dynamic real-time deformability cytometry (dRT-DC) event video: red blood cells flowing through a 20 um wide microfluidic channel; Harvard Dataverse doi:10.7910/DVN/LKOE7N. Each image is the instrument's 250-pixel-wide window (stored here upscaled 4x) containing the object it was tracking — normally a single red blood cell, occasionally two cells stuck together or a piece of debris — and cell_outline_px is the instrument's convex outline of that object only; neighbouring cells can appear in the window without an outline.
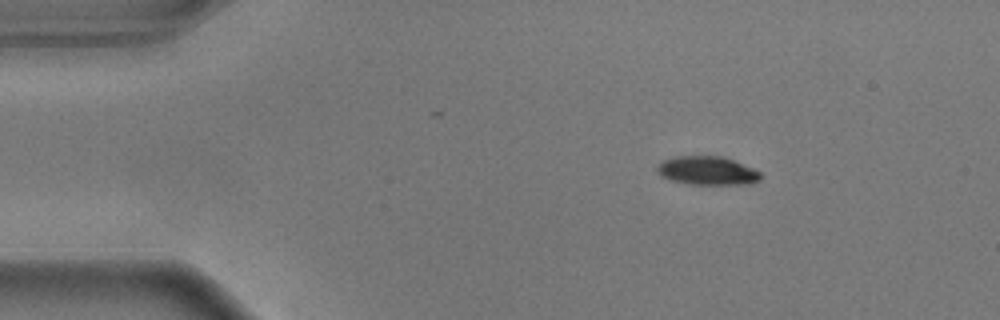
{"species": "common noctule bat (a hibernating species)", "species_latin": "Nyctalus noctula", "temperature_condition": "warm", "stored_images_in_passage": 13, "camera_frame_rate_fps": 3000, "um_per_image_px": 0.085, "animal": {"sex": "male", "body_mass_g": 17.9}, "frame": {"image": 1, "passage_image": 1, "time_ms": 0.0, "image_size_px": [1000, 320], "cell_outline_px": [[760, 180], [752, 184], [688, 184], [668, 180], [660, 176], [656, 172], [656, 164], [660, 160], [676, 156], [724, 156], [752, 168], [760, 172]], "centroid_in_image_um": [60.04, 14.5], "position_along_channel_um": 25.0, "area_um2": 17.57}}
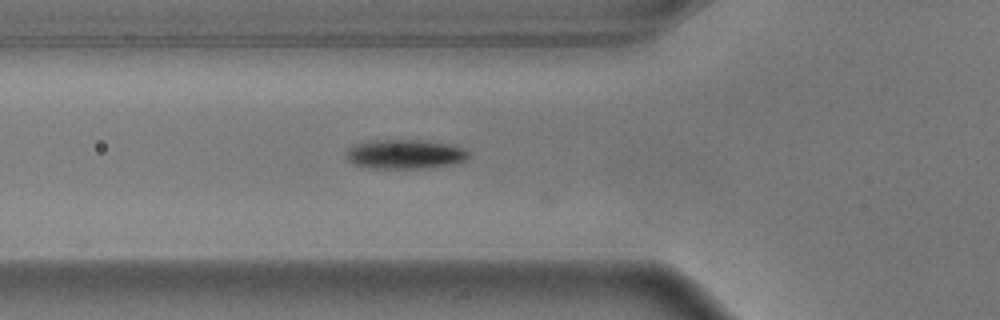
{"frame": {"image": 2, "passage_image": 12, "time_ms": 3.667, "image_size_px": [1000, 320], "cell_outline_px": [[468, 156], [464, 160], [452, 164], [420, 168], [360, 168], [352, 164], [344, 156], [348, 148], [356, 144], [376, 140], [416, 140], [448, 144], [464, 148], [468, 152]], "centroid_in_image_um": [34.33, 13.11], "position_along_channel_um": 91.5, "area_um2": 20.81}}